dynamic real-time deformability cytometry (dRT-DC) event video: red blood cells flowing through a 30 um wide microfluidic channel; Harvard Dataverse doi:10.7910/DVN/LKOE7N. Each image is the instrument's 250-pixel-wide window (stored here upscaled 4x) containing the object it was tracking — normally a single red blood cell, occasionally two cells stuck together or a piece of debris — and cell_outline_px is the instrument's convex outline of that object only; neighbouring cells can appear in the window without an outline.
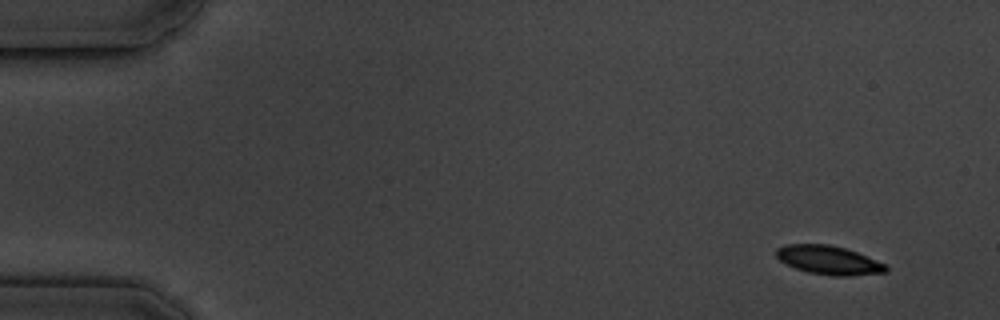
{"species": "common noctule bat (a hibernating species)", "species_latin": "Nyctalus noctula", "temperature_condition": "cold", "stored_images_in_passage": 6, "camera_frame_rate_fps": 3000, "um_per_image_px": 0.085, "animal": {"sex": "male", "body_mass_g": 19.5, "forearm_length_mm": 54.6}, "frame": {"image": 1, "passage_image": 1, "time_ms": 0.0, "image_size_px": [1000, 320], "cell_outline_px": [[888, 272], [852, 276], [836, 276], [808, 272], [796, 268], [780, 260], [776, 256], [776, 248], [784, 244], [828, 244], [844, 248], [856, 252], [888, 264]], "centroid_in_image_um": [70.48, 22.11], "position_along_channel_um": 14.5, "area_um2": 18.44}}
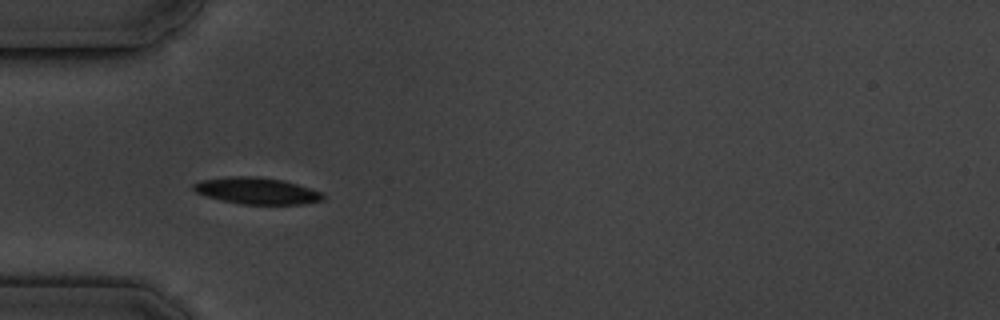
{"frame": {"image": 2, "passage_image": 5, "time_ms": 4.667, "image_size_px": [1000, 320], "cell_outline_px": [[324, 200], [304, 204], [244, 204], [220, 200], [196, 192], [192, 188], [192, 184], [200, 180], [224, 176], [256, 176], [284, 180], [320, 192], [324, 196]], "centroid_in_image_um": [21.79, 16.21], "position_along_channel_um": 63.2, "area_um2": 20.06}}